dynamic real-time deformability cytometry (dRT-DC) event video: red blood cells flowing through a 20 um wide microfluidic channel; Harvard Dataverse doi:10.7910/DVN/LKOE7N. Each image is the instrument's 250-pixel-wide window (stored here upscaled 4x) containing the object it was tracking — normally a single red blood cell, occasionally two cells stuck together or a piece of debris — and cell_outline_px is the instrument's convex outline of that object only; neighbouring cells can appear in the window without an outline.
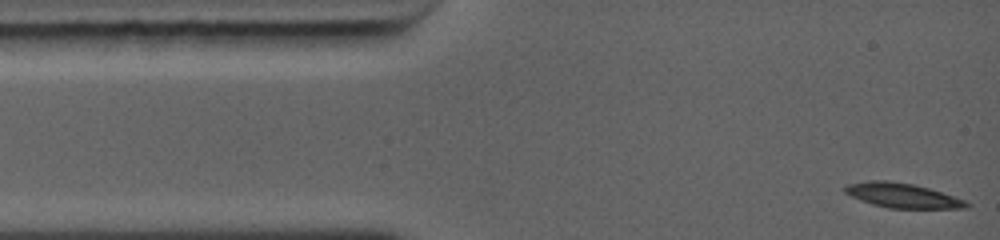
{"species": "common noctule bat (a hibernating species)", "species_latin": "Nyctalus noctula", "temperature_condition": "warm", "stored_images_in_passage": 60, "camera_frame_rate_fps": 5000, "um_per_image_px": 0.085, "animal": {"sex": "female", "body_mass_g": 19.0, "forearm_length_mm": 56.7}, "frame": {"image": 1, "passage_image": 1, "time_ms": 0.0, "image_size_px": [1000, 240], "cell_outline_px": [[968, 204], [960, 208], [888, 208], [872, 204], [852, 196], [844, 192], [844, 188], [852, 184], [912, 184], [928, 188], [964, 200]], "centroid_in_image_um": [76.78, 16.69], "position_along_channel_um": 8.2, "area_um2": 15.72}}
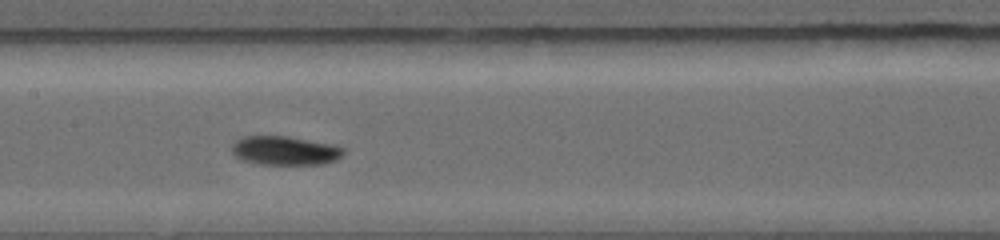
{"frame": {"image": 2, "passage_image": 38, "time_ms": 5.4, "image_size_px": [1000, 240], "cell_outline_px": [[344, 152], [340, 156], [332, 160], [320, 164], [260, 164], [244, 160], [236, 156], [232, 148], [236, 140], [244, 136], [288, 136], [328, 144], [344, 148]], "centroid_in_image_um": [24.18, 12.79], "position_along_channel_um": 183.2, "area_um2": 18.26}}
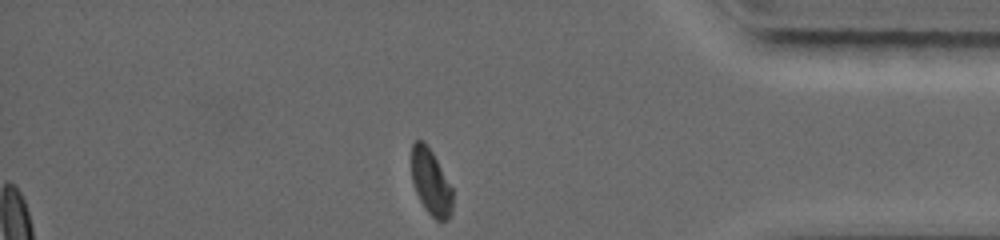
{"frame": {"image": 3, "passage_image": 60, "time_ms": 10.8, "image_size_px": [1000, 240], "cell_outline_px": [[452, 212], [448, 220], [436, 220], [424, 208], [416, 192], [412, 180], [412, 144], [416, 140], [424, 140], [432, 152], [452, 188]], "centroid_in_image_um": [36.62, 15.49], "position_along_channel_um": 398.6, "area_um2": 15.61}, "authors_computed_cell_mechanics": {"area_um2": 16.9932, "velocity_mm_per_s": 4.4739, "shape_relaxation_time_tau1_ms": 3.572, "shape_relaxation_time_tau2_ms": 4.7725, "deformation_change_tau1": 0.1537, "deformation_change_tau2": 0.0707}}